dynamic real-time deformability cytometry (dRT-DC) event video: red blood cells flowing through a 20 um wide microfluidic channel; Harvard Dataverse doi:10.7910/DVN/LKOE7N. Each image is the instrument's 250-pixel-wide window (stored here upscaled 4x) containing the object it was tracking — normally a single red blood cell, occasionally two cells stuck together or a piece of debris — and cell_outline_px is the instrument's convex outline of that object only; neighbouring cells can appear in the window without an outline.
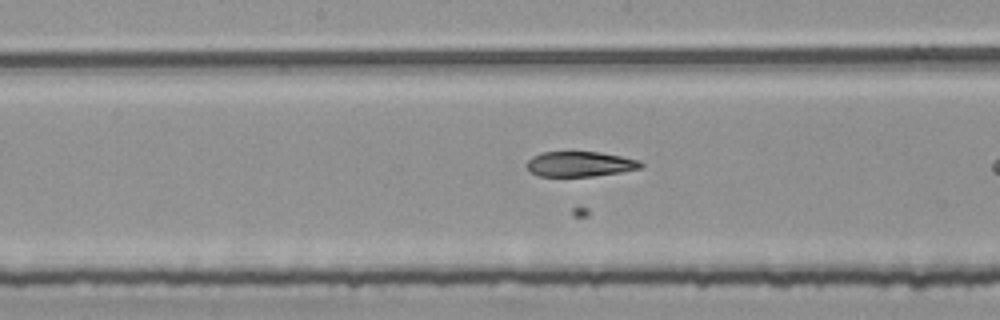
{"species": "common noctule bat (a hibernating species)", "species_latin": "Nyctalus noctula", "temperature_condition": "room temperature", "stored_images_in_passage": 33, "camera_frame_rate_fps": 3000, "um_per_image_px": 0.085, "animal": {"sex": "female", "body_mass_g": 25.1}, "frame": {"image": 1, "passage_image": 13, "time_ms": 4.0, "image_size_px": [1000, 320], "cell_outline_px": [[644, 164], [640, 168], [620, 172], [592, 176], [540, 176], [532, 172], [524, 164], [532, 156], [544, 152], [600, 152], [640, 160]], "centroid_in_image_um": [49.29, 13.94], "position_along_channel_um": 198.9, "area_um2": 16.59}}